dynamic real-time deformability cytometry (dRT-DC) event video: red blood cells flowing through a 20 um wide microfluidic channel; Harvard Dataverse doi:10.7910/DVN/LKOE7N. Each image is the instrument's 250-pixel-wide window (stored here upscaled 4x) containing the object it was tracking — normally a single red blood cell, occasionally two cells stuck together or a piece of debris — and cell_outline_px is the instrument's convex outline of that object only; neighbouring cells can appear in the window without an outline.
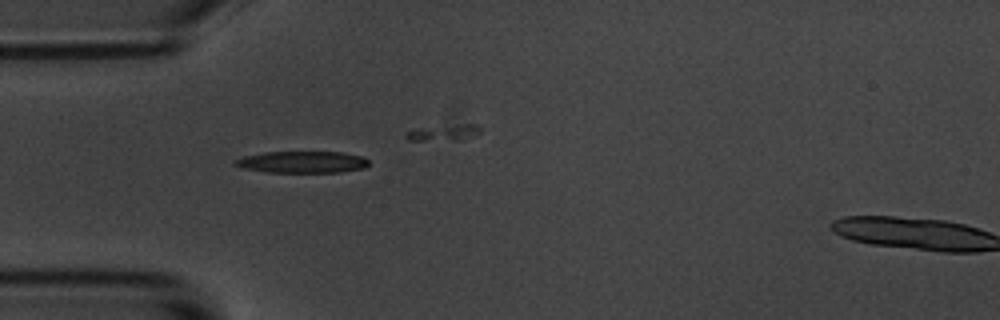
{"species": "common noctule bat (a hibernating species)", "species_latin": "Nyctalus noctula", "temperature_condition": "room temperature", "stored_images_in_passage": 2, "camera_frame_rate_fps": 3000, "um_per_image_px": 0.085, "animal": {"sex": "male", "body_mass_g": 20.1, "forearm_length_mm": 53.5}, "frame": {"image": 1, "passage_image": 1, "time_ms": 0.0, "image_size_px": [1000, 320], "cell_outline_px": [[368, 164], [364, 168], [340, 172], [268, 172], [244, 168], [232, 164], [232, 160], [244, 156], [264, 152], [340, 152], [364, 156], [368, 160]], "centroid_in_image_um": [25.67, 13.77], "position_along_channel_um": 59.3, "area_um2": 16.94}}